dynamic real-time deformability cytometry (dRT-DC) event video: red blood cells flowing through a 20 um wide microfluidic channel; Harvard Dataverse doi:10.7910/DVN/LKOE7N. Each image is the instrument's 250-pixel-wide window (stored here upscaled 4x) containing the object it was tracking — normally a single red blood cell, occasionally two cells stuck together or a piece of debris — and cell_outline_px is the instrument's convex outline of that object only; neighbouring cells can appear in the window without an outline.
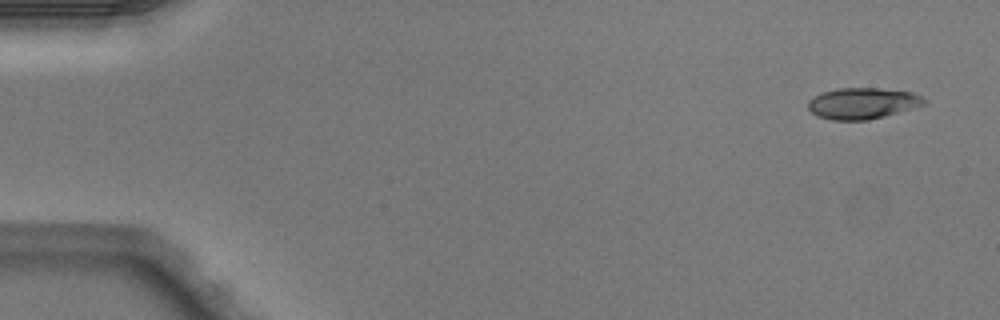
{"species": "Egyptian fruit bat (a non-hibernating species)", "species_latin": "Rousettus aegyptiacus", "temperature_condition": "warm", "stored_images_in_passage": 3, "camera_frame_rate_fps": 3000, "um_per_image_px": 0.085, "animal": {"sex": "male"}, "frame": {"image": 1, "passage_image": 1, "time_ms": 0.0, "image_size_px": [1000, 320], "cell_outline_px": [[928, 100], [924, 104], [884, 116], [868, 120], [832, 120], [816, 116], [808, 108], [808, 100], [820, 92], [836, 88], [876, 88], [912, 92]], "centroid_in_image_um": [73.26, 8.78], "position_along_channel_um": 11.7, "area_um2": 21.04}}